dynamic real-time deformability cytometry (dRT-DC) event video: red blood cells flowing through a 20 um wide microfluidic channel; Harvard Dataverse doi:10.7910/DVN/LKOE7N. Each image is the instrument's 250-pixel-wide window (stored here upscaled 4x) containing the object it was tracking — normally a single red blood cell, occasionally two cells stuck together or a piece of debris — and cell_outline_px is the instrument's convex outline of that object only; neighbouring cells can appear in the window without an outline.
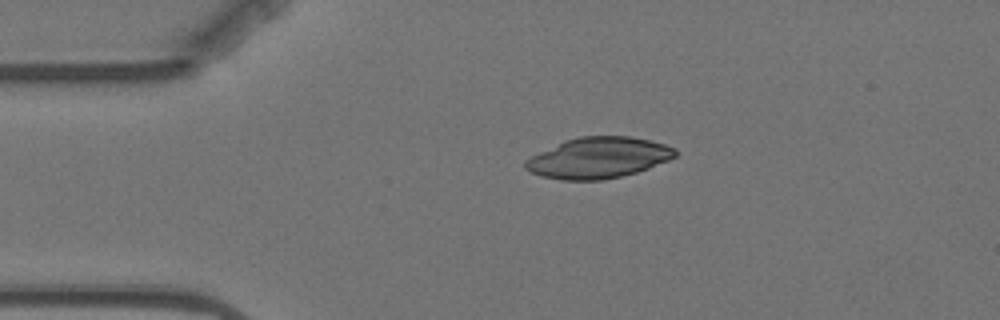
{"species": "Egyptian fruit bat (a non-hibernating species)", "species_latin": "Rousettus aegyptiacus", "temperature_condition": "warm", "stored_images_in_passage": 4, "segment_of_instrument_passage": [2, 2], "camera_frame_rate_fps": 3000, "um_per_image_px": 0.085, "animal": {"sex": "female"}, "frame": {"image": 1, "passage_image": 4, "time_ms": 3.667, "image_size_px": [1000, 320], "cell_outline_px": [[676, 156], [668, 160], [648, 168], [636, 172], [604, 180], [564, 180], [540, 176], [524, 168], [524, 160], [564, 140], [580, 136], [632, 136], [664, 144], [676, 148]], "centroid_in_image_um": [50.85, 13.41], "position_along_channel_um": 34.2, "area_um2": 35.6}}